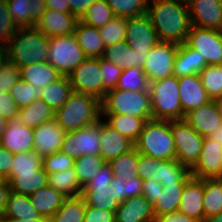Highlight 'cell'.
<instances>
[{
  "mask_svg": "<svg viewBox=\"0 0 222 222\" xmlns=\"http://www.w3.org/2000/svg\"><path fill=\"white\" fill-rule=\"evenodd\" d=\"M147 15L162 42L185 43L192 26L188 4L174 0H148Z\"/></svg>",
  "mask_w": 222,
  "mask_h": 222,
  "instance_id": "6da1fadb",
  "label": "cell"
},
{
  "mask_svg": "<svg viewBox=\"0 0 222 222\" xmlns=\"http://www.w3.org/2000/svg\"><path fill=\"white\" fill-rule=\"evenodd\" d=\"M49 44L50 38L35 26L18 28L9 43L2 49V55L19 67L46 62Z\"/></svg>",
  "mask_w": 222,
  "mask_h": 222,
  "instance_id": "7a4b0ae2",
  "label": "cell"
},
{
  "mask_svg": "<svg viewBox=\"0 0 222 222\" xmlns=\"http://www.w3.org/2000/svg\"><path fill=\"white\" fill-rule=\"evenodd\" d=\"M54 119L65 132L91 126L101 119V101L95 96L73 91L64 105L55 111Z\"/></svg>",
  "mask_w": 222,
  "mask_h": 222,
  "instance_id": "3957f363",
  "label": "cell"
},
{
  "mask_svg": "<svg viewBox=\"0 0 222 222\" xmlns=\"http://www.w3.org/2000/svg\"><path fill=\"white\" fill-rule=\"evenodd\" d=\"M136 150L160 160H176V149L170 128V121L151 119L145 122Z\"/></svg>",
  "mask_w": 222,
  "mask_h": 222,
  "instance_id": "277c9868",
  "label": "cell"
},
{
  "mask_svg": "<svg viewBox=\"0 0 222 222\" xmlns=\"http://www.w3.org/2000/svg\"><path fill=\"white\" fill-rule=\"evenodd\" d=\"M152 119L182 120L179 81L174 75L153 81L149 86Z\"/></svg>",
  "mask_w": 222,
  "mask_h": 222,
  "instance_id": "5b68a950",
  "label": "cell"
},
{
  "mask_svg": "<svg viewBox=\"0 0 222 222\" xmlns=\"http://www.w3.org/2000/svg\"><path fill=\"white\" fill-rule=\"evenodd\" d=\"M101 114H122L152 119L149 91H124L118 88L106 92L101 100Z\"/></svg>",
  "mask_w": 222,
  "mask_h": 222,
  "instance_id": "8992f818",
  "label": "cell"
},
{
  "mask_svg": "<svg viewBox=\"0 0 222 222\" xmlns=\"http://www.w3.org/2000/svg\"><path fill=\"white\" fill-rule=\"evenodd\" d=\"M138 177L167 187L169 184H185L192 175L191 170L177 160H160L139 153Z\"/></svg>",
  "mask_w": 222,
  "mask_h": 222,
  "instance_id": "52a82bcc",
  "label": "cell"
},
{
  "mask_svg": "<svg viewBox=\"0 0 222 222\" xmlns=\"http://www.w3.org/2000/svg\"><path fill=\"white\" fill-rule=\"evenodd\" d=\"M114 175L106 162L82 189V197L86 205L100 210L116 211L120 201L111 187Z\"/></svg>",
  "mask_w": 222,
  "mask_h": 222,
  "instance_id": "ba28073f",
  "label": "cell"
},
{
  "mask_svg": "<svg viewBox=\"0 0 222 222\" xmlns=\"http://www.w3.org/2000/svg\"><path fill=\"white\" fill-rule=\"evenodd\" d=\"M85 58L74 34L50 38L47 61L61 75L68 76Z\"/></svg>",
  "mask_w": 222,
  "mask_h": 222,
  "instance_id": "9c48e42d",
  "label": "cell"
},
{
  "mask_svg": "<svg viewBox=\"0 0 222 222\" xmlns=\"http://www.w3.org/2000/svg\"><path fill=\"white\" fill-rule=\"evenodd\" d=\"M170 128L176 149V160L191 169L198 161L205 137L183 119L171 120Z\"/></svg>",
  "mask_w": 222,
  "mask_h": 222,
  "instance_id": "30bf717a",
  "label": "cell"
},
{
  "mask_svg": "<svg viewBox=\"0 0 222 222\" xmlns=\"http://www.w3.org/2000/svg\"><path fill=\"white\" fill-rule=\"evenodd\" d=\"M100 120L91 126L66 132L60 151L74 159L83 155L100 156Z\"/></svg>",
  "mask_w": 222,
  "mask_h": 222,
  "instance_id": "8fae6325",
  "label": "cell"
},
{
  "mask_svg": "<svg viewBox=\"0 0 222 222\" xmlns=\"http://www.w3.org/2000/svg\"><path fill=\"white\" fill-rule=\"evenodd\" d=\"M72 90L103 99V82L99 58L86 57L69 75Z\"/></svg>",
  "mask_w": 222,
  "mask_h": 222,
  "instance_id": "7c38bea8",
  "label": "cell"
},
{
  "mask_svg": "<svg viewBox=\"0 0 222 222\" xmlns=\"http://www.w3.org/2000/svg\"><path fill=\"white\" fill-rule=\"evenodd\" d=\"M185 44L195 49L208 65H222V31L191 26Z\"/></svg>",
  "mask_w": 222,
  "mask_h": 222,
  "instance_id": "4fadbf2b",
  "label": "cell"
},
{
  "mask_svg": "<svg viewBox=\"0 0 222 222\" xmlns=\"http://www.w3.org/2000/svg\"><path fill=\"white\" fill-rule=\"evenodd\" d=\"M178 51V44L159 41L146 56L143 67L149 82L158 81L174 75V61Z\"/></svg>",
  "mask_w": 222,
  "mask_h": 222,
  "instance_id": "5bb4252c",
  "label": "cell"
},
{
  "mask_svg": "<svg viewBox=\"0 0 222 222\" xmlns=\"http://www.w3.org/2000/svg\"><path fill=\"white\" fill-rule=\"evenodd\" d=\"M126 43L134 52L148 53L160 40L147 14L127 18Z\"/></svg>",
  "mask_w": 222,
  "mask_h": 222,
  "instance_id": "9a60e30c",
  "label": "cell"
},
{
  "mask_svg": "<svg viewBox=\"0 0 222 222\" xmlns=\"http://www.w3.org/2000/svg\"><path fill=\"white\" fill-rule=\"evenodd\" d=\"M197 133L209 137L222 126V112L216 100H211L184 115L183 118Z\"/></svg>",
  "mask_w": 222,
  "mask_h": 222,
  "instance_id": "2e32d148",
  "label": "cell"
},
{
  "mask_svg": "<svg viewBox=\"0 0 222 222\" xmlns=\"http://www.w3.org/2000/svg\"><path fill=\"white\" fill-rule=\"evenodd\" d=\"M222 145L209 137L203 140V147L197 163L190 169L192 177L221 179Z\"/></svg>",
  "mask_w": 222,
  "mask_h": 222,
  "instance_id": "e0dca14e",
  "label": "cell"
},
{
  "mask_svg": "<svg viewBox=\"0 0 222 222\" xmlns=\"http://www.w3.org/2000/svg\"><path fill=\"white\" fill-rule=\"evenodd\" d=\"M192 26L222 31V11L219 0H189Z\"/></svg>",
  "mask_w": 222,
  "mask_h": 222,
  "instance_id": "ac0fdd59",
  "label": "cell"
},
{
  "mask_svg": "<svg viewBox=\"0 0 222 222\" xmlns=\"http://www.w3.org/2000/svg\"><path fill=\"white\" fill-rule=\"evenodd\" d=\"M0 146L13 154L34 151V131L23 125L19 117L12 118L0 137Z\"/></svg>",
  "mask_w": 222,
  "mask_h": 222,
  "instance_id": "d6986e66",
  "label": "cell"
},
{
  "mask_svg": "<svg viewBox=\"0 0 222 222\" xmlns=\"http://www.w3.org/2000/svg\"><path fill=\"white\" fill-rule=\"evenodd\" d=\"M79 19L72 13L52 9L46 11L37 20L35 27L49 38L74 34Z\"/></svg>",
  "mask_w": 222,
  "mask_h": 222,
  "instance_id": "ffe728a7",
  "label": "cell"
},
{
  "mask_svg": "<svg viewBox=\"0 0 222 222\" xmlns=\"http://www.w3.org/2000/svg\"><path fill=\"white\" fill-rule=\"evenodd\" d=\"M33 131L34 151L41 158L60 151L66 132L58 125L55 119L41 124Z\"/></svg>",
  "mask_w": 222,
  "mask_h": 222,
  "instance_id": "44dd1931",
  "label": "cell"
},
{
  "mask_svg": "<svg viewBox=\"0 0 222 222\" xmlns=\"http://www.w3.org/2000/svg\"><path fill=\"white\" fill-rule=\"evenodd\" d=\"M180 104L184 115L211 101L199 75L193 74L178 78Z\"/></svg>",
  "mask_w": 222,
  "mask_h": 222,
  "instance_id": "7402d4cb",
  "label": "cell"
},
{
  "mask_svg": "<svg viewBox=\"0 0 222 222\" xmlns=\"http://www.w3.org/2000/svg\"><path fill=\"white\" fill-rule=\"evenodd\" d=\"M204 179L191 177L184 185L178 211L199 222L204 221Z\"/></svg>",
  "mask_w": 222,
  "mask_h": 222,
  "instance_id": "603a6c76",
  "label": "cell"
},
{
  "mask_svg": "<svg viewBox=\"0 0 222 222\" xmlns=\"http://www.w3.org/2000/svg\"><path fill=\"white\" fill-rule=\"evenodd\" d=\"M100 156L105 162L127 153L135 147V143L128 137L121 135L117 130L100 119Z\"/></svg>",
  "mask_w": 222,
  "mask_h": 222,
  "instance_id": "cb8c5ba5",
  "label": "cell"
},
{
  "mask_svg": "<svg viewBox=\"0 0 222 222\" xmlns=\"http://www.w3.org/2000/svg\"><path fill=\"white\" fill-rule=\"evenodd\" d=\"M8 12L18 28L33 27L46 11L45 0H7Z\"/></svg>",
  "mask_w": 222,
  "mask_h": 222,
  "instance_id": "d4e9b609",
  "label": "cell"
},
{
  "mask_svg": "<svg viewBox=\"0 0 222 222\" xmlns=\"http://www.w3.org/2000/svg\"><path fill=\"white\" fill-rule=\"evenodd\" d=\"M116 222L156 220L153 204L143 195L122 201L115 211Z\"/></svg>",
  "mask_w": 222,
  "mask_h": 222,
  "instance_id": "484cf974",
  "label": "cell"
},
{
  "mask_svg": "<svg viewBox=\"0 0 222 222\" xmlns=\"http://www.w3.org/2000/svg\"><path fill=\"white\" fill-rule=\"evenodd\" d=\"M147 54L134 52L126 41H120L105 47L102 58L122 68L137 66L143 69Z\"/></svg>",
  "mask_w": 222,
  "mask_h": 222,
  "instance_id": "4316f807",
  "label": "cell"
},
{
  "mask_svg": "<svg viewBox=\"0 0 222 222\" xmlns=\"http://www.w3.org/2000/svg\"><path fill=\"white\" fill-rule=\"evenodd\" d=\"M205 59L193 48L185 43L178 45L174 61L173 73L177 78L188 75H199L207 66Z\"/></svg>",
  "mask_w": 222,
  "mask_h": 222,
  "instance_id": "83f0119b",
  "label": "cell"
},
{
  "mask_svg": "<svg viewBox=\"0 0 222 222\" xmlns=\"http://www.w3.org/2000/svg\"><path fill=\"white\" fill-rule=\"evenodd\" d=\"M74 35L78 45L84 51L86 57H102L105 45L98 28L86 25L84 22L79 20L76 25Z\"/></svg>",
  "mask_w": 222,
  "mask_h": 222,
  "instance_id": "f1b7e54d",
  "label": "cell"
},
{
  "mask_svg": "<svg viewBox=\"0 0 222 222\" xmlns=\"http://www.w3.org/2000/svg\"><path fill=\"white\" fill-rule=\"evenodd\" d=\"M31 204L38 214L48 220L59 210L66 197L47 185L29 196Z\"/></svg>",
  "mask_w": 222,
  "mask_h": 222,
  "instance_id": "f546056e",
  "label": "cell"
},
{
  "mask_svg": "<svg viewBox=\"0 0 222 222\" xmlns=\"http://www.w3.org/2000/svg\"><path fill=\"white\" fill-rule=\"evenodd\" d=\"M20 78L42 89L57 80L61 74L48 62H37L20 67Z\"/></svg>",
  "mask_w": 222,
  "mask_h": 222,
  "instance_id": "4dcf8cb0",
  "label": "cell"
},
{
  "mask_svg": "<svg viewBox=\"0 0 222 222\" xmlns=\"http://www.w3.org/2000/svg\"><path fill=\"white\" fill-rule=\"evenodd\" d=\"M105 117L104 121L117 130L121 135L128 137L134 143L139 138L146 120L141 117L122 115V114H101Z\"/></svg>",
  "mask_w": 222,
  "mask_h": 222,
  "instance_id": "1f68e13d",
  "label": "cell"
},
{
  "mask_svg": "<svg viewBox=\"0 0 222 222\" xmlns=\"http://www.w3.org/2000/svg\"><path fill=\"white\" fill-rule=\"evenodd\" d=\"M55 112L43 100L38 99L19 110V118L23 125L35 129L43 123L54 119Z\"/></svg>",
  "mask_w": 222,
  "mask_h": 222,
  "instance_id": "d6a6232c",
  "label": "cell"
},
{
  "mask_svg": "<svg viewBox=\"0 0 222 222\" xmlns=\"http://www.w3.org/2000/svg\"><path fill=\"white\" fill-rule=\"evenodd\" d=\"M39 216L37 210L31 204L29 196L11 191L1 217L4 219L18 218L21 220H32Z\"/></svg>",
  "mask_w": 222,
  "mask_h": 222,
  "instance_id": "836d02e7",
  "label": "cell"
},
{
  "mask_svg": "<svg viewBox=\"0 0 222 222\" xmlns=\"http://www.w3.org/2000/svg\"><path fill=\"white\" fill-rule=\"evenodd\" d=\"M41 100L45 101L55 112L68 100L73 92L68 76L61 75L57 80L42 89Z\"/></svg>",
  "mask_w": 222,
  "mask_h": 222,
  "instance_id": "e575fe53",
  "label": "cell"
},
{
  "mask_svg": "<svg viewBox=\"0 0 222 222\" xmlns=\"http://www.w3.org/2000/svg\"><path fill=\"white\" fill-rule=\"evenodd\" d=\"M9 183L12 192L31 196L34 192L48 185V174L42 167L36 173L14 175Z\"/></svg>",
  "mask_w": 222,
  "mask_h": 222,
  "instance_id": "d590c367",
  "label": "cell"
},
{
  "mask_svg": "<svg viewBox=\"0 0 222 222\" xmlns=\"http://www.w3.org/2000/svg\"><path fill=\"white\" fill-rule=\"evenodd\" d=\"M48 185L67 197L82 196L83 186L80 184L74 168L48 175Z\"/></svg>",
  "mask_w": 222,
  "mask_h": 222,
  "instance_id": "8d00e7d4",
  "label": "cell"
},
{
  "mask_svg": "<svg viewBox=\"0 0 222 222\" xmlns=\"http://www.w3.org/2000/svg\"><path fill=\"white\" fill-rule=\"evenodd\" d=\"M185 184H169L159 189L157 200L153 203L155 217L178 211Z\"/></svg>",
  "mask_w": 222,
  "mask_h": 222,
  "instance_id": "74e56055",
  "label": "cell"
},
{
  "mask_svg": "<svg viewBox=\"0 0 222 222\" xmlns=\"http://www.w3.org/2000/svg\"><path fill=\"white\" fill-rule=\"evenodd\" d=\"M204 219L222 212V179L204 178Z\"/></svg>",
  "mask_w": 222,
  "mask_h": 222,
  "instance_id": "f35d334b",
  "label": "cell"
},
{
  "mask_svg": "<svg viewBox=\"0 0 222 222\" xmlns=\"http://www.w3.org/2000/svg\"><path fill=\"white\" fill-rule=\"evenodd\" d=\"M86 202L82 196L67 197L49 222H84Z\"/></svg>",
  "mask_w": 222,
  "mask_h": 222,
  "instance_id": "ab89813d",
  "label": "cell"
},
{
  "mask_svg": "<svg viewBox=\"0 0 222 222\" xmlns=\"http://www.w3.org/2000/svg\"><path fill=\"white\" fill-rule=\"evenodd\" d=\"M138 163L139 152L135 147L108 162L114 177L120 179H125L132 175L138 177Z\"/></svg>",
  "mask_w": 222,
  "mask_h": 222,
  "instance_id": "60d3db41",
  "label": "cell"
},
{
  "mask_svg": "<svg viewBox=\"0 0 222 222\" xmlns=\"http://www.w3.org/2000/svg\"><path fill=\"white\" fill-rule=\"evenodd\" d=\"M150 82L144 70L140 67L123 68L117 84L124 91H149Z\"/></svg>",
  "mask_w": 222,
  "mask_h": 222,
  "instance_id": "b9f144b4",
  "label": "cell"
},
{
  "mask_svg": "<svg viewBox=\"0 0 222 222\" xmlns=\"http://www.w3.org/2000/svg\"><path fill=\"white\" fill-rule=\"evenodd\" d=\"M43 167V158L35 151L16 153L14 154V162L9 176L6 178L9 181L14 175L36 173Z\"/></svg>",
  "mask_w": 222,
  "mask_h": 222,
  "instance_id": "7bdbcfd3",
  "label": "cell"
},
{
  "mask_svg": "<svg viewBox=\"0 0 222 222\" xmlns=\"http://www.w3.org/2000/svg\"><path fill=\"white\" fill-rule=\"evenodd\" d=\"M199 77L211 100L222 98V65H207Z\"/></svg>",
  "mask_w": 222,
  "mask_h": 222,
  "instance_id": "ee69618b",
  "label": "cell"
},
{
  "mask_svg": "<svg viewBox=\"0 0 222 222\" xmlns=\"http://www.w3.org/2000/svg\"><path fill=\"white\" fill-rule=\"evenodd\" d=\"M105 163L104 159L97 155H83L76 158L74 169L80 184L84 187Z\"/></svg>",
  "mask_w": 222,
  "mask_h": 222,
  "instance_id": "f6af8a7d",
  "label": "cell"
},
{
  "mask_svg": "<svg viewBox=\"0 0 222 222\" xmlns=\"http://www.w3.org/2000/svg\"><path fill=\"white\" fill-rule=\"evenodd\" d=\"M114 16L133 18L147 14L148 0H106Z\"/></svg>",
  "mask_w": 222,
  "mask_h": 222,
  "instance_id": "bcb514c9",
  "label": "cell"
},
{
  "mask_svg": "<svg viewBox=\"0 0 222 222\" xmlns=\"http://www.w3.org/2000/svg\"><path fill=\"white\" fill-rule=\"evenodd\" d=\"M114 17L106 0H97L88 8L80 21L86 25L100 28Z\"/></svg>",
  "mask_w": 222,
  "mask_h": 222,
  "instance_id": "7dc6e473",
  "label": "cell"
},
{
  "mask_svg": "<svg viewBox=\"0 0 222 222\" xmlns=\"http://www.w3.org/2000/svg\"><path fill=\"white\" fill-rule=\"evenodd\" d=\"M127 18L115 16L104 26L98 28L105 47L125 41Z\"/></svg>",
  "mask_w": 222,
  "mask_h": 222,
  "instance_id": "c3c4849f",
  "label": "cell"
},
{
  "mask_svg": "<svg viewBox=\"0 0 222 222\" xmlns=\"http://www.w3.org/2000/svg\"><path fill=\"white\" fill-rule=\"evenodd\" d=\"M142 186L143 180L133 175L125 179L114 177L111 182V187L116 192V198L120 202L142 195Z\"/></svg>",
  "mask_w": 222,
  "mask_h": 222,
  "instance_id": "681fc988",
  "label": "cell"
},
{
  "mask_svg": "<svg viewBox=\"0 0 222 222\" xmlns=\"http://www.w3.org/2000/svg\"><path fill=\"white\" fill-rule=\"evenodd\" d=\"M10 95L19 109H21L30 103L41 99L42 90L20 78L11 89Z\"/></svg>",
  "mask_w": 222,
  "mask_h": 222,
  "instance_id": "f907efd6",
  "label": "cell"
},
{
  "mask_svg": "<svg viewBox=\"0 0 222 222\" xmlns=\"http://www.w3.org/2000/svg\"><path fill=\"white\" fill-rule=\"evenodd\" d=\"M20 67L8 61L3 55L0 57V92L10 93L13 86L20 79Z\"/></svg>",
  "mask_w": 222,
  "mask_h": 222,
  "instance_id": "816d5d0a",
  "label": "cell"
},
{
  "mask_svg": "<svg viewBox=\"0 0 222 222\" xmlns=\"http://www.w3.org/2000/svg\"><path fill=\"white\" fill-rule=\"evenodd\" d=\"M100 71L103 82V98L106 92L113 90L117 87L119 77L123 72V68L119 67L113 62L107 61L102 57L99 58Z\"/></svg>",
  "mask_w": 222,
  "mask_h": 222,
  "instance_id": "f5cc1de1",
  "label": "cell"
},
{
  "mask_svg": "<svg viewBox=\"0 0 222 222\" xmlns=\"http://www.w3.org/2000/svg\"><path fill=\"white\" fill-rule=\"evenodd\" d=\"M18 27L8 12L7 0H0V49L2 50L15 35Z\"/></svg>",
  "mask_w": 222,
  "mask_h": 222,
  "instance_id": "db71d44e",
  "label": "cell"
},
{
  "mask_svg": "<svg viewBox=\"0 0 222 222\" xmlns=\"http://www.w3.org/2000/svg\"><path fill=\"white\" fill-rule=\"evenodd\" d=\"M74 161V158L58 151L43 158V169L48 175L63 172L68 168H74Z\"/></svg>",
  "mask_w": 222,
  "mask_h": 222,
  "instance_id": "11a10c76",
  "label": "cell"
},
{
  "mask_svg": "<svg viewBox=\"0 0 222 222\" xmlns=\"http://www.w3.org/2000/svg\"><path fill=\"white\" fill-rule=\"evenodd\" d=\"M19 107L8 92H0V116L10 120L19 116Z\"/></svg>",
  "mask_w": 222,
  "mask_h": 222,
  "instance_id": "9f6ffc18",
  "label": "cell"
},
{
  "mask_svg": "<svg viewBox=\"0 0 222 222\" xmlns=\"http://www.w3.org/2000/svg\"><path fill=\"white\" fill-rule=\"evenodd\" d=\"M84 222H116L115 212L86 205Z\"/></svg>",
  "mask_w": 222,
  "mask_h": 222,
  "instance_id": "6f0895ef",
  "label": "cell"
},
{
  "mask_svg": "<svg viewBox=\"0 0 222 222\" xmlns=\"http://www.w3.org/2000/svg\"><path fill=\"white\" fill-rule=\"evenodd\" d=\"M13 162L14 154L0 146V178L6 179L9 176Z\"/></svg>",
  "mask_w": 222,
  "mask_h": 222,
  "instance_id": "680465c9",
  "label": "cell"
},
{
  "mask_svg": "<svg viewBox=\"0 0 222 222\" xmlns=\"http://www.w3.org/2000/svg\"><path fill=\"white\" fill-rule=\"evenodd\" d=\"M160 182L153 180H144L142 186V195L150 202L154 203L157 200L159 189H162Z\"/></svg>",
  "mask_w": 222,
  "mask_h": 222,
  "instance_id": "91938a15",
  "label": "cell"
},
{
  "mask_svg": "<svg viewBox=\"0 0 222 222\" xmlns=\"http://www.w3.org/2000/svg\"><path fill=\"white\" fill-rule=\"evenodd\" d=\"M70 6V13L79 20L83 17L88 8L97 0H67Z\"/></svg>",
  "mask_w": 222,
  "mask_h": 222,
  "instance_id": "94428289",
  "label": "cell"
},
{
  "mask_svg": "<svg viewBox=\"0 0 222 222\" xmlns=\"http://www.w3.org/2000/svg\"><path fill=\"white\" fill-rule=\"evenodd\" d=\"M155 219L156 222H199L198 220L188 217L179 211L165 213L157 216Z\"/></svg>",
  "mask_w": 222,
  "mask_h": 222,
  "instance_id": "6125c7cd",
  "label": "cell"
},
{
  "mask_svg": "<svg viewBox=\"0 0 222 222\" xmlns=\"http://www.w3.org/2000/svg\"><path fill=\"white\" fill-rule=\"evenodd\" d=\"M11 192L10 183L6 179L0 178V217L7 204L8 195Z\"/></svg>",
  "mask_w": 222,
  "mask_h": 222,
  "instance_id": "be15d7a7",
  "label": "cell"
},
{
  "mask_svg": "<svg viewBox=\"0 0 222 222\" xmlns=\"http://www.w3.org/2000/svg\"><path fill=\"white\" fill-rule=\"evenodd\" d=\"M46 9L70 13V6L67 0H45Z\"/></svg>",
  "mask_w": 222,
  "mask_h": 222,
  "instance_id": "e7e4bbea",
  "label": "cell"
},
{
  "mask_svg": "<svg viewBox=\"0 0 222 222\" xmlns=\"http://www.w3.org/2000/svg\"><path fill=\"white\" fill-rule=\"evenodd\" d=\"M7 222H49V220L45 217L39 216L38 218L34 219H28V220H21L18 218H11V219H6Z\"/></svg>",
  "mask_w": 222,
  "mask_h": 222,
  "instance_id": "03108f58",
  "label": "cell"
},
{
  "mask_svg": "<svg viewBox=\"0 0 222 222\" xmlns=\"http://www.w3.org/2000/svg\"><path fill=\"white\" fill-rule=\"evenodd\" d=\"M210 139H212L213 141H215L216 143H218L219 145H222V126L221 129H217L216 131H214L210 136Z\"/></svg>",
  "mask_w": 222,
  "mask_h": 222,
  "instance_id": "003e7915",
  "label": "cell"
},
{
  "mask_svg": "<svg viewBox=\"0 0 222 222\" xmlns=\"http://www.w3.org/2000/svg\"><path fill=\"white\" fill-rule=\"evenodd\" d=\"M7 124H8V120L6 118L0 116V137L5 132Z\"/></svg>",
  "mask_w": 222,
  "mask_h": 222,
  "instance_id": "a7ac6f4b",
  "label": "cell"
},
{
  "mask_svg": "<svg viewBox=\"0 0 222 222\" xmlns=\"http://www.w3.org/2000/svg\"><path fill=\"white\" fill-rule=\"evenodd\" d=\"M203 222H222V212L218 215L204 219Z\"/></svg>",
  "mask_w": 222,
  "mask_h": 222,
  "instance_id": "89a4df30",
  "label": "cell"
},
{
  "mask_svg": "<svg viewBox=\"0 0 222 222\" xmlns=\"http://www.w3.org/2000/svg\"><path fill=\"white\" fill-rule=\"evenodd\" d=\"M219 107H220V111L222 112V98L217 100Z\"/></svg>",
  "mask_w": 222,
  "mask_h": 222,
  "instance_id": "2644e50d",
  "label": "cell"
},
{
  "mask_svg": "<svg viewBox=\"0 0 222 222\" xmlns=\"http://www.w3.org/2000/svg\"><path fill=\"white\" fill-rule=\"evenodd\" d=\"M174 1H178V2H181V3H184V4H188L189 0H174Z\"/></svg>",
  "mask_w": 222,
  "mask_h": 222,
  "instance_id": "8c879c8a",
  "label": "cell"
},
{
  "mask_svg": "<svg viewBox=\"0 0 222 222\" xmlns=\"http://www.w3.org/2000/svg\"><path fill=\"white\" fill-rule=\"evenodd\" d=\"M0 222H7V220L2 218V217H0Z\"/></svg>",
  "mask_w": 222,
  "mask_h": 222,
  "instance_id": "753ad0ef",
  "label": "cell"
},
{
  "mask_svg": "<svg viewBox=\"0 0 222 222\" xmlns=\"http://www.w3.org/2000/svg\"><path fill=\"white\" fill-rule=\"evenodd\" d=\"M221 179H222V155H221Z\"/></svg>",
  "mask_w": 222,
  "mask_h": 222,
  "instance_id": "34e18365",
  "label": "cell"
},
{
  "mask_svg": "<svg viewBox=\"0 0 222 222\" xmlns=\"http://www.w3.org/2000/svg\"><path fill=\"white\" fill-rule=\"evenodd\" d=\"M142 222H156V220H147V221H142Z\"/></svg>",
  "mask_w": 222,
  "mask_h": 222,
  "instance_id": "11e5206c",
  "label": "cell"
},
{
  "mask_svg": "<svg viewBox=\"0 0 222 222\" xmlns=\"http://www.w3.org/2000/svg\"><path fill=\"white\" fill-rule=\"evenodd\" d=\"M219 4L221 6V11H222V0H219Z\"/></svg>",
  "mask_w": 222,
  "mask_h": 222,
  "instance_id": "2a66077c",
  "label": "cell"
}]
</instances>
